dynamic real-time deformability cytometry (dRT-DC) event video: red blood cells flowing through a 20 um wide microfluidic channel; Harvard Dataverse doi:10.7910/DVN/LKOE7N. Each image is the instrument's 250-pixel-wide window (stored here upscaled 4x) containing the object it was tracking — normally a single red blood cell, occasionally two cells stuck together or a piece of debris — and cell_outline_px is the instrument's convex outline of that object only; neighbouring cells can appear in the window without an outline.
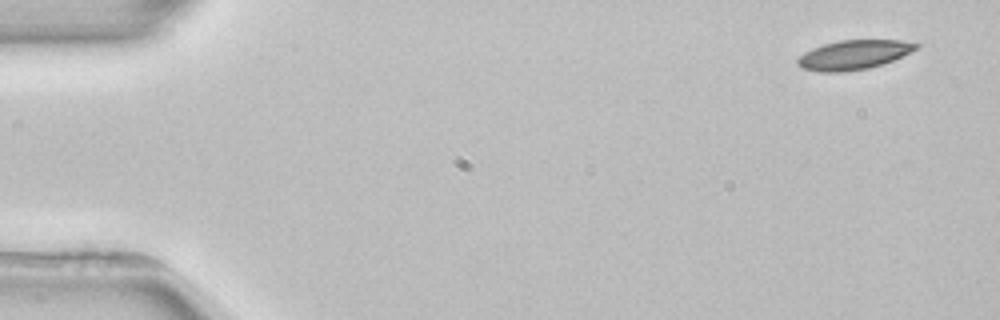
{"species": "common noctule bat (a hibernating species)", "species_latin": "Nyctalus noctula", "temperature_condition": "room temperature", "stored_images_in_passage": 5, "segment_of_instrument_passage": [1, 2], "camera_frame_rate_fps": 3000, "um_per_image_px": 0.085, "animal": {"sex": "female", "body_mass_g": 22.7, "forearm_length_mm": 54.2}, "frame": {"image": 1, "passage_image": 1, "time_ms": 0.0, "image_size_px": [1000, 320], "cell_outline_px": [[920, 44], [916, 48], [892, 60], [868, 68], [840, 72], [820, 72], [800, 68], [796, 64], [796, 60], [804, 52], [812, 48], [824, 44], [840, 40], [900, 40]], "centroid_in_image_um": [72.48, 4.66], "position_along_channel_um": 12.5, "area_um2": 20.0}}
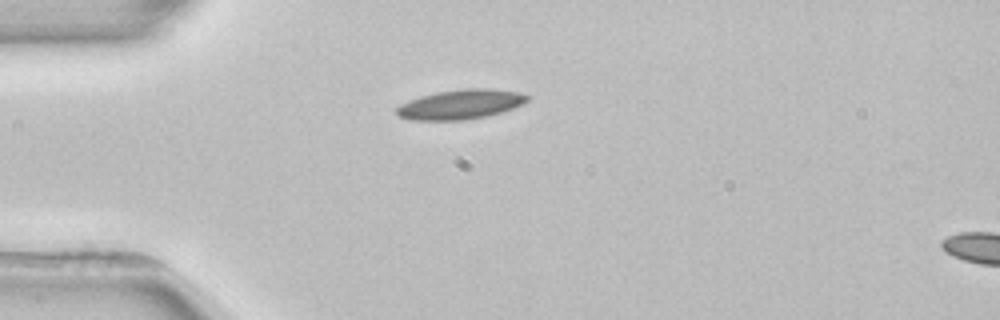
{"frame": {"image": 2, "passage_image": 4, "time_ms": 3.667, "image_size_px": [1000, 320], "cell_outline_px": [[528, 100], [512, 108], [500, 112], [484, 116], [464, 120], [408, 120], [400, 116], [396, 112], [396, 108], [400, 104], [420, 96], [436, 92], [464, 88], [492, 88], [520, 92], [528, 96]], "centroid_in_image_um": [39.12, 8.86], "position_along_channel_um": 45.9, "area_um2": 22.43}}